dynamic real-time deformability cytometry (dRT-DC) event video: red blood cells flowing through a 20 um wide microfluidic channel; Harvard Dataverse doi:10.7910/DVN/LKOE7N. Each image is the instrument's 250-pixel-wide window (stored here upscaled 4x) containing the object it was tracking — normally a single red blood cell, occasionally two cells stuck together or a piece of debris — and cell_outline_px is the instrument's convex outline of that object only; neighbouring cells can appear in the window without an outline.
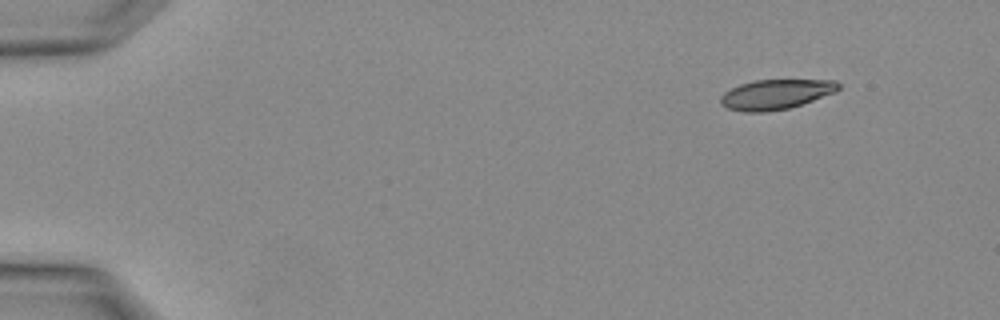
{"species": "Egyptian fruit bat (a non-hibernating species)", "species_latin": "Rousettus aegyptiacus", "temperature_condition": "warm", "stored_images_in_passage": 2, "camera_frame_rate_fps": 3000, "um_per_image_px": 0.085, "animal": {"sex": "female"}, "frame": {"image": 1, "passage_image": 2, "time_ms": 0.333, "image_size_px": [1000, 320], "cell_outline_px": [[840, 88], [836, 92], [788, 108], [764, 112], [744, 112], [728, 108], [720, 104], [720, 96], [724, 92], [740, 84], [752, 80], [836, 80], [840, 84]], "centroid_in_image_um": [65.93, 8.01], "position_along_channel_um": 19.1, "area_um2": 20.46}}